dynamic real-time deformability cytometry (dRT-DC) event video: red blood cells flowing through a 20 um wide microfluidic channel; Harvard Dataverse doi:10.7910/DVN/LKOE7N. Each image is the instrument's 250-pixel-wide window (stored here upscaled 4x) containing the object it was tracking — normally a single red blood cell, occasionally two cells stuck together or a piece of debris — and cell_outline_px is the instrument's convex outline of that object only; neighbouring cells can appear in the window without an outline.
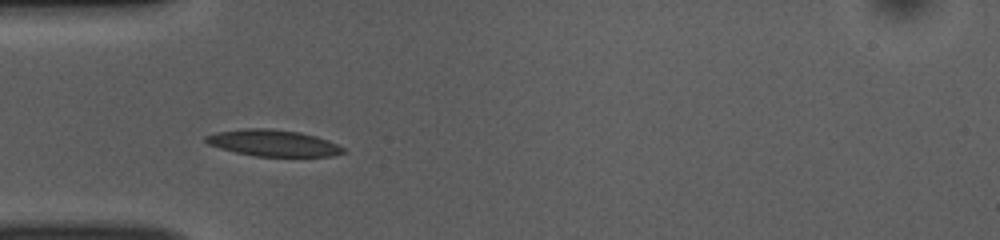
{"species": "common noctule bat (a hibernating species)", "species_latin": "Nyctalus noctula", "temperature_condition": "room temperature", "stored_images_in_passage": 37, "camera_frame_rate_fps": 3000, "um_per_image_px": 0.085, "animal": {"sex": "female", "body_mass_g": 10.0, "forearm_length_mm": 53.1}, "frame": {"image": 1, "passage_image": 1, "time_ms": 0.0, "image_size_px": [1000, 240], "cell_outline_px": [[344, 152], [332, 156], [256, 156], [236, 152], [220, 148], [208, 144], [204, 140], [204, 136], [216, 132], [244, 128], [268, 128], [300, 132], [316, 136], [328, 140], [344, 148]], "centroid_in_image_um": [23.19, 12.15], "position_along_channel_um": 61.8, "area_um2": 21.1}}
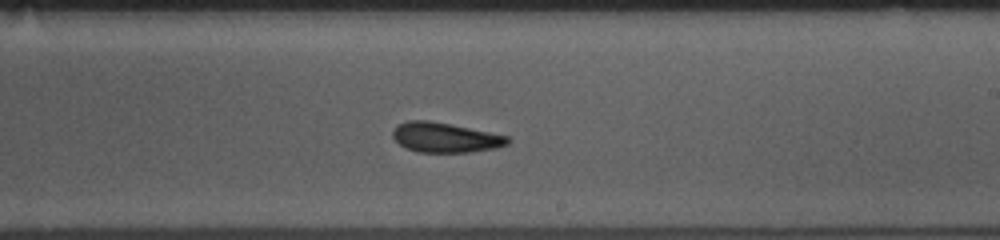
{"frame": {"image": 2, "passage_image": 16, "time_ms": 5.0, "image_size_px": [1000, 240], "cell_outline_px": [[512, 140], [508, 144], [496, 148], [468, 152], [416, 152], [400, 144], [392, 136], [392, 132], [396, 124], [408, 120], [428, 120], [508, 136]], "centroid_in_image_um": [37.82, 11.69], "position_along_channel_um": 251.2, "area_um2": 19.83}}
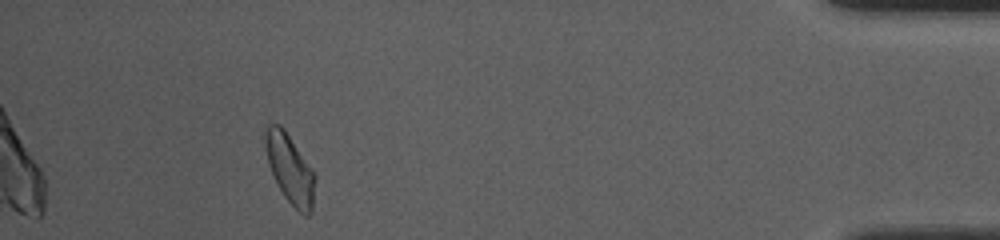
{"frame": {"image": 3, "passage_image": 33, "time_ms": 10.667, "image_size_px": [1000, 240], "cell_outline_px": [[316, 180], [312, 212], [308, 216], [304, 216], [284, 196], [272, 172], [264, 148], [264, 132], [268, 124], [280, 124], [284, 128], [316, 172]], "centroid_in_image_um": [24.68, 14.33], "position_along_channel_um": 410.5, "area_um2": 20.29}, "authors_computed_cell_mechanics": {"area_um2": 20.0566, "velocity_mm_per_s": 3.8242, "shape_relaxation_time_tau1_ms": 3.5229, "shape_relaxation_time_tau2_ms": 3.3484, "deformation_change_tau1": 0.1347, "deformation_change_tau2": 0.0942}}